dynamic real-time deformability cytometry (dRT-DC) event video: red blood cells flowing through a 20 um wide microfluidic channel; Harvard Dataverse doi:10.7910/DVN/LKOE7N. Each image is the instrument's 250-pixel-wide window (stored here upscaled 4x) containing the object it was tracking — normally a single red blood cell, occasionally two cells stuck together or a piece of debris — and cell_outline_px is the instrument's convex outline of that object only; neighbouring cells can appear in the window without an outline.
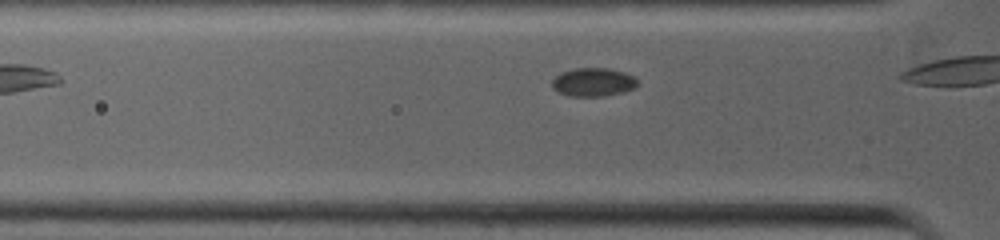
{"species": "common noctule bat (a hibernating species)", "species_latin": "Nyctalus noctula", "temperature_condition": "warm", "stored_images_in_passage": 17, "camera_frame_rate_fps": 5000, "um_per_image_px": 0.085, "animal": {"sex": "female", "body_mass_g": 19.0, "forearm_length_mm": 53.3}, "frame": {"image": 1, "passage_image": 3, "time_ms": 0.4, "image_size_px": [1000, 240], "cell_outline_px": [[636, 88], [624, 92], [604, 96], [568, 96], [552, 88], [552, 80], [556, 76], [564, 72], [576, 68], [608, 68], [624, 72], [632, 76], [636, 80]], "centroid_in_image_um": [50.43, 6.99], "position_along_channel_um": 75.4, "area_um2": 14.05}}